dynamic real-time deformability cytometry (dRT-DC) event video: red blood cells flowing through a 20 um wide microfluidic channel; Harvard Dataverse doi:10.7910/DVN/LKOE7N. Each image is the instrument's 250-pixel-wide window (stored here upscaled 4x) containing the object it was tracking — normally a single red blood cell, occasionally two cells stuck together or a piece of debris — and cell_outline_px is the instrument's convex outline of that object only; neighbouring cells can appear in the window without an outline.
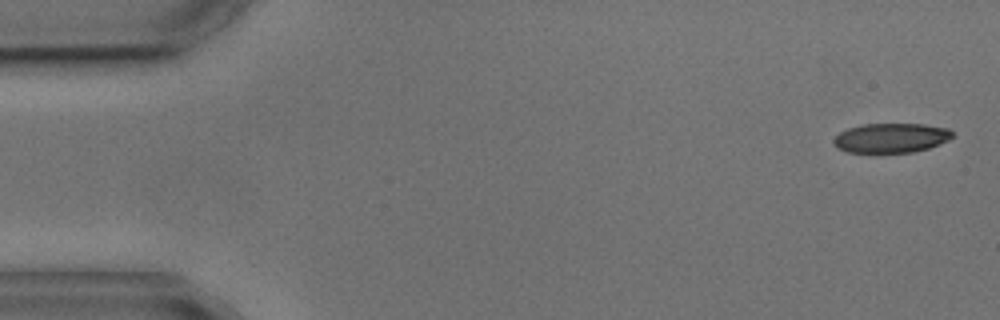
{"species": "common noctule bat (a hibernating species)", "species_latin": "Nyctalus noctula", "temperature_condition": "cold", "stored_images_in_passage": 7, "camera_frame_rate_fps": 3000, "um_per_image_px": 0.085, "animal": {"sex": "male", "body_mass_g": 17.9, "forearm_length_mm": 54.2}, "frame": {"image": 1, "passage_image": 1, "time_ms": 0.0, "image_size_px": [1000, 320], "cell_outline_px": [[952, 136], [948, 140], [940, 144], [928, 148], [912, 152], [848, 152], [836, 148], [832, 140], [840, 132], [848, 128], [860, 124], [924, 124], [948, 128], [952, 132]], "centroid_in_image_um": [75.72, 11.72], "position_along_channel_um": 9.3, "area_um2": 20.4}}
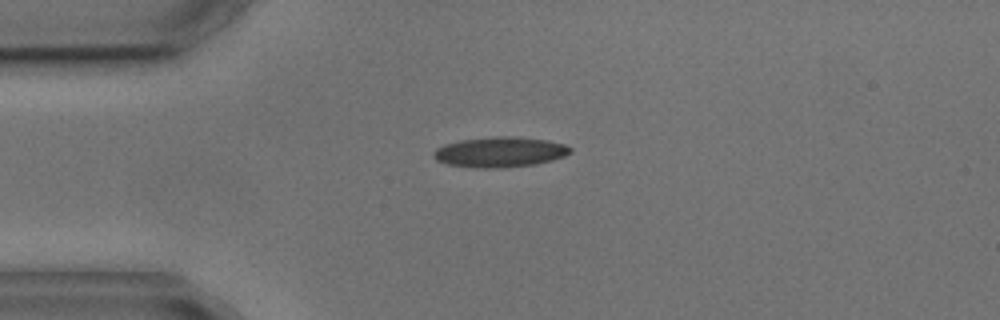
{"frame": {"image": 2, "passage_image": 4, "time_ms": 3.667, "image_size_px": [1000, 320], "cell_outline_px": [[572, 152], [564, 156], [552, 160], [536, 164], [500, 168], [476, 168], [448, 164], [436, 160], [432, 156], [432, 152], [436, 148], [444, 144], [460, 140], [496, 136], [512, 136], [548, 140], [564, 144], [572, 148]], "centroid_in_image_um": [42.48, 12.92], "position_along_channel_um": 42.5, "area_um2": 24.28}}